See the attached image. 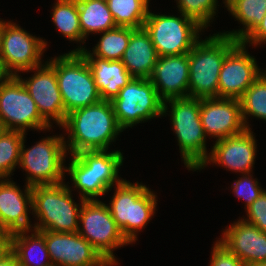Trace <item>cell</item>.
Here are the masks:
<instances>
[{"label":"cell","mask_w":266,"mask_h":266,"mask_svg":"<svg viewBox=\"0 0 266 266\" xmlns=\"http://www.w3.org/2000/svg\"><path fill=\"white\" fill-rule=\"evenodd\" d=\"M158 58L150 35L141 28L131 34L121 61L132 77L149 79Z\"/></svg>","instance_id":"22"},{"label":"cell","mask_w":266,"mask_h":266,"mask_svg":"<svg viewBox=\"0 0 266 266\" xmlns=\"http://www.w3.org/2000/svg\"><path fill=\"white\" fill-rule=\"evenodd\" d=\"M215 142L207 159L197 170L203 169L209 162H212L231 171H236V173L240 172L242 175L251 173L254 167L257 145L254 134L250 129Z\"/></svg>","instance_id":"18"},{"label":"cell","mask_w":266,"mask_h":266,"mask_svg":"<svg viewBox=\"0 0 266 266\" xmlns=\"http://www.w3.org/2000/svg\"><path fill=\"white\" fill-rule=\"evenodd\" d=\"M5 234V232L0 228V238Z\"/></svg>","instance_id":"42"},{"label":"cell","mask_w":266,"mask_h":266,"mask_svg":"<svg viewBox=\"0 0 266 266\" xmlns=\"http://www.w3.org/2000/svg\"><path fill=\"white\" fill-rule=\"evenodd\" d=\"M218 240L245 265L266 262V233L243 219L225 229Z\"/></svg>","instance_id":"21"},{"label":"cell","mask_w":266,"mask_h":266,"mask_svg":"<svg viewBox=\"0 0 266 266\" xmlns=\"http://www.w3.org/2000/svg\"><path fill=\"white\" fill-rule=\"evenodd\" d=\"M149 80L159 97L166 101L187 97L189 87V53L160 56Z\"/></svg>","instance_id":"20"},{"label":"cell","mask_w":266,"mask_h":266,"mask_svg":"<svg viewBox=\"0 0 266 266\" xmlns=\"http://www.w3.org/2000/svg\"><path fill=\"white\" fill-rule=\"evenodd\" d=\"M24 193L8 178L0 179V228L6 234L31 231L28 208L32 210V187L25 185Z\"/></svg>","instance_id":"19"},{"label":"cell","mask_w":266,"mask_h":266,"mask_svg":"<svg viewBox=\"0 0 266 266\" xmlns=\"http://www.w3.org/2000/svg\"><path fill=\"white\" fill-rule=\"evenodd\" d=\"M4 130V128H3V126H2V124H1V121H0V134H1V132Z\"/></svg>","instance_id":"43"},{"label":"cell","mask_w":266,"mask_h":266,"mask_svg":"<svg viewBox=\"0 0 266 266\" xmlns=\"http://www.w3.org/2000/svg\"><path fill=\"white\" fill-rule=\"evenodd\" d=\"M11 252V237L10 234H4L0 238V261Z\"/></svg>","instance_id":"37"},{"label":"cell","mask_w":266,"mask_h":266,"mask_svg":"<svg viewBox=\"0 0 266 266\" xmlns=\"http://www.w3.org/2000/svg\"><path fill=\"white\" fill-rule=\"evenodd\" d=\"M62 127L69 131L68 145L65 146L70 155L82 151H107L109 144L123 132L117 123L111 102L106 100L73 110L67 114Z\"/></svg>","instance_id":"1"},{"label":"cell","mask_w":266,"mask_h":266,"mask_svg":"<svg viewBox=\"0 0 266 266\" xmlns=\"http://www.w3.org/2000/svg\"><path fill=\"white\" fill-rule=\"evenodd\" d=\"M246 210L248 218L243 220L266 233V190Z\"/></svg>","instance_id":"34"},{"label":"cell","mask_w":266,"mask_h":266,"mask_svg":"<svg viewBox=\"0 0 266 266\" xmlns=\"http://www.w3.org/2000/svg\"><path fill=\"white\" fill-rule=\"evenodd\" d=\"M156 195L145 185L123 180L116 185L115 193L107 207L122 235L131 244L155 214Z\"/></svg>","instance_id":"6"},{"label":"cell","mask_w":266,"mask_h":266,"mask_svg":"<svg viewBox=\"0 0 266 266\" xmlns=\"http://www.w3.org/2000/svg\"><path fill=\"white\" fill-rule=\"evenodd\" d=\"M246 266H266V262H261V263H251L249 265Z\"/></svg>","instance_id":"41"},{"label":"cell","mask_w":266,"mask_h":266,"mask_svg":"<svg viewBox=\"0 0 266 266\" xmlns=\"http://www.w3.org/2000/svg\"><path fill=\"white\" fill-rule=\"evenodd\" d=\"M46 45L44 40L30 35L16 23L3 22L1 61L11 76L42 65L41 56Z\"/></svg>","instance_id":"13"},{"label":"cell","mask_w":266,"mask_h":266,"mask_svg":"<svg viewBox=\"0 0 266 266\" xmlns=\"http://www.w3.org/2000/svg\"><path fill=\"white\" fill-rule=\"evenodd\" d=\"M71 189L64 182L32 186V211L40 223L34 230L77 232L81 207L74 203Z\"/></svg>","instance_id":"5"},{"label":"cell","mask_w":266,"mask_h":266,"mask_svg":"<svg viewBox=\"0 0 266 266\" xmlns=\"http://www.w3.org/2000/svg\"><path fill=\"white\" fill-rule=\"evenodd\" d=\"M264 72L259 75L239 99L246 129H251L246 118L250 115L266 121V71Z\"/></svg>","instance_id":"30"},{"label":"cell","mask_w":266,"mask_h":266,"mask_svg":"<svg viewBox=\"0 0 266 266\" xmlns=\"http://www.w3.org/2000/svg\"><path fill=\"white\" fill-rule=\"evenodd\" d=\"M117 26L141 29L149 12V0H108Z\"/></svg>","instance_id":"28"},{"label":"cell","mask_w":266,"mask_h":266,"mask_svg":"<svg viewBox=\"0 0 266 266\" xmlns=\"http://www.w3.org/2000/svg\"><path fill=\"white\" fill-rule=\"evenodd\" d=\"M32 231L34 233H31L30 236L26 235L28 232H30L26 230L10 234L11 251L17 257L19 265L53 266L45 244L44 235L40 231ZM43 258L48 259V261L44 260Z\"/></svg>","instance_id":"24"},{"label":"cell","mask_w":266,"mask_h":266,"mask_svg":"<svg viewBox=\"0 0 266 266\" xmlns=\"http://www.w3.org/2000/svg\"><path fill=\"white\" fill-rule=\"evenodd\" d=\"M2 34H3V20H0V60H1V42H2Z\"/></svg>","instance_id":"40"},{"label":"cell","mask_w":266,"mask_h":266,"mask_svg":"<svg viewBox=\"0 0 266 266\" xmlns=\"http://www.w3.org/2000/svg\"><path fill=\"white\" fill-rule=\"evenodd\" d=\"M54 5L52 20L60 33L70 41L85 43L80 27L77 0H58Z\"/></svg>","instance_id":"29"},{"label":"cell","mask_w":266,"mask_h":266,"mask_svg":"<svg viewBox=\"0 0 266 266\" xmlns=\"http://www.w3.org/2000/svg\"><path fill=\"white\" fill-rule=\"evenodd\" d=\"M91 70L102 100L111 101L133 78L121 60H107L96 56H83Z\"/></svg>","instance_id":"23"},{"label":"cell","mask_w":266,"mask_h":266,"mask_svg":"<svg viewBox=\"0 0 266 266\" xmlns=\"http://www.w3.org/2000/svg\"><path fill=\"white\" fill-rule=\"evenodd\" d=\"M106 150L82 151L71 155V162L65 167L74 187L80 190V199L96 200L98 196L107 193L112 187L120 184L118 168L123 163L120 150L106 153Z\"/></svg>","instance_id":"2"},{"label":"cell","mask_w":266,"mask_h":266,"mask_svg":"<svg viewBox=\"0 0 266 266\" xmlns=\"http://www.w3.org/2000/svg\"><path fill=\"white\" fill-rule=\"evenodd\" d=\"M63 136L42 138L31 148L21 143L19 166L28 172L27 185H55L63 183L67 154Z\"/></svg>","instance_id":"8"},{"label":"cell","mask_w":266,"mask_h":266,"mask_svg":"<svg viewBox=\"0 0 266 266\" xmlns=\"http://www.w3.org/2000/svg\"><path fill=\"white\" fill-rule=\"evenodd\" d=\"M256 180L250 173H247L232 185L235 195L246 202V209L265 191L258 186Z\"/></svg>","instance_id":"33"},{"label":"cell","mask_w":266,"mask_h":266,"mask_svg":"<svg viewBox=\"0 0 266 266\" xmlns=\"http://www.w3.org/2000/svg\"><path fill=\"white\" fill-rule=\"evenodd\" d=\"M228 11L244 26L238 31L222 34L242 42L261 22L266 14V0H224Z\"/></svg>","instance_id":"25"},{"label":"cell","mask_w":266,"mask_h":266,"mask_svg":"<svg viewBox=\"0 0 266 266\" xmlns=\"http://www.w3.org/2000/svg\"><path fill=\"white\" fill-rule=\"evenodd\" d=\"M55 73L66 115L102 100L87 61L79 52L55 57Z\"/></svg>","instance_id":"7"},{"label":"cell","mask_w":266,"mask_h":266,"mask_svg":"<svg viewBox=\"0 0 266 266\" xmlns=\"http://www.w3.org/2000/svg\"><path fill=\"white\" fill-rule=\"evenodd\" d=\"M180 14L181 18L148 12L143 28L150 35L159 57L189 53L199 40V31L204 28Z\"/></svg>","instance_id":"10"},{"label":"cell","mask_w":266,"mask_h":266,"mask_svg":"<svg viewBox=\"0 0 266 266\" xmlns=\"http://www.w3.org/2000/svg\"><path fill=\"white\" fill-rule=\"evenodd\" d=\"M34 75L27 80L16 77L22 82L34 100L41 117L49 124L53 119L61 127L67 118L55 73V58L33 68Z\"/></svg>","instance_id":"14"},{"label":"cell","mask_w":266,"mask_h":266,"mask_svg":"<svg viewBox=\"0 0 266 266\" xmlns=\"http://www.w3.org/2000/svg\"><path fill=\"white\" fill-rule=\"evenodd\" d=\"M0 266H20L15 254L11 251L2 261Z\"/></svg>","instance_id":"38"},{"label":"cell","mask_w":266,"mask_h":266,"mask_svg":"<svg viewBox=\"0 0 266 266\" xmlns=\"http://www.w3.org/2000/svg\"><path fill=\"white\" fill-rule=\"evenodd\" d=\"M200 119L206 136L217 140L243 133L246 127L237 99L202 98L200 99Z\"/></svg>","instance_id":"17"},{"label":"cell","mask_w":266,"mask_h":266,"mask_svg":"<svg viewBox=\"0 0 266 266\" xmlns=\"http://www.w3.org/2000/svg\"><path fill=\"white\" fill-rule=\"evenodd\" d=\"M135 28L117 26L103 32L99 42L93 48V53L87 51L83 46L71 52H79L82 56H96L107 60H121L128 47L131 34Z\"/></svg>","instance_id":"27"},{"label":"cell","mask_w":266,"mask_h":266,"mask_svg":"<svg viewBox=\"0 0 266 266\" xmlns=\"http://www.w3.org/2000/svg\"><path fill=\"white\" fill-rule=\"evenodd\" d=\"M244 44L261 45L266 42V14L262 22L242 41Z\"/></svg>","instance_id":"36"},{"label":"cell","mask_w":266,"mask_h":266,"mask_svg":"<svg viewBox=\"0 0 266 266\" xmlns=\"http://www.w3.org/2000/svg\"><path fill=\"white\" fill-rule=\"evenodd\" d=\"M22 131L3 130L0 134V179L10 177L20 162Z\"/></svg>","instance_id":"31"},{"label":"cell","mask_w":266,"mask_h":266,"mask_svg":"<svg viewBox=\"0 0 266 266\" xmlns=\"http://www.w3.org/2000/svg\"><path fill=\"white\" fill-rule=\"evenodd\" d=\"M11 75L6 71L3 62L0 60V84L5 82Z\"/></svg>","instance_id":"39"},{"label":"cell","mask_w":266,"mask_h":266,"mask_svg":"<svg viewBox=\"0 0 266 266\" xmlns=\"http://www.w3.org/2000/svg\"><path fill=\"white\" fill-rule=\"evenodd\" d=\"M82 37L117 27L108 4L101 0H77Z\"/></svg>","instance_id":"26"},{"label":"cell","mask_w":266,"mask_h":266,"mask_svg":"<svg viewBox=\"0 0 266 266\" xmlns=\"http://www.w3.org/2000/svg\"><path fill=\"white\" fill-rule=\"evenodd\" d=\"M180 13L195 20L201 27L207 28L216 14L217 0H176Z\"/></svg>","instance_id":"32"},{"label":"cell","mask_w":266,"mask_h":266,"mask_svg":"<svg viewBox=\"0 0 266 266\" xmlns=\"http://www.w3.org/2000/svg\"><path fill=\"white\" fill-rule=\"evenodd\" d=\"M40 232L53 266H111L78 232Z\"/></svg>","instance_id":"15"},{"label":"cell","mask_w":266,"mask_h":266,"mask_svg":"<svg viewBox=\"0 0 266 266\" xmlns=\"http://www.w3.org/2000/svg\"><path fill=\"white\" fill-rule=\"evenodd\" d=\"M118 125L124 131L142 121L163 115L164 101L153 83L146 78H135L125 85L111 101Z\"/></svg>","instance_id":"11"},{"label":"cell","mask_w":266,"mask_h":266,"mask_svg":"<svg viewBox=\"0 0 266 266\" xmlns=\"http://www.w3.org/2000/svg\"><path fill=\"white\" fill-rule=\"evenodd\" d=\"M78 233L111 265H117L113 250L130 244L116 225L109 208L100 200L81 199Z\"/></svg>","instance_id":"9"},{"label":"cell","mask_w":266,"mask_h":266,"mask_svg":"<svg viewBox=\"0 0 266 266\" xmlns=\"http://www.w3.org/2000/svg\"><path fill=\"white\" fill-rule=\"evenodd\" d=\"M238 43L222 33L198 40L189 52L188 96L218 98L219 73L227 53Z\"/></svg>","instance_id":"3"},{"label":"cell","mask_w":266,"mask_h":266,"mask_svg":"<svg viewBox=\"0 0 266 266\" xmlns=\"http://www.w3.org/2000/svg\"><path fill=\"white\" fill-rule=\"evenodd\" d=\"M210 266H246L235 254L231 253L218 240L211 255Z\"/></svg>","instance_id":"35"},{"label":"cell","mask_w":266,"mask_h":266,"mask_svg":"<svg viewBox=\"0 0 266 266\" xmlns=\"http://www.w3.org/2000/svg\"><path fill=\"white\" fill-rule=\"evenodd\" d=\"M0 121L4 130L50 129L39 114L36 104L16 76L0 84Z\"/></svg>","instance_id":"12"},{"label":"cell","mask_w":266,"mask_h":266,"mask_svg":"<svg viewBox=\"0 0 266 266\" xmlns=\"http://www.w3.org/2000/svg\"><path fill=\"white\" fill-rule=\"evenodd\" d=\"M171 106V121L185 166L197 170L207 159L206 134L200 119V99L187 96L164 101L163 115Z\"/></svg>","instance_id":"4"},{"label":"cell","mask_w":266,"mask_h":266,"mask_svg":"<svg viewBox=\"0 0 266 266\" xmlns=\"http://www.w3.org/2000/svg\"><path fill=\"white\" fill-rule=\"evenodd\" d=\"M262 74L256 59L246 51V44L238 42L226 55L219 73L218 98L239 100Z\"/></svg>","instance_id":"16"}]
</instances>
